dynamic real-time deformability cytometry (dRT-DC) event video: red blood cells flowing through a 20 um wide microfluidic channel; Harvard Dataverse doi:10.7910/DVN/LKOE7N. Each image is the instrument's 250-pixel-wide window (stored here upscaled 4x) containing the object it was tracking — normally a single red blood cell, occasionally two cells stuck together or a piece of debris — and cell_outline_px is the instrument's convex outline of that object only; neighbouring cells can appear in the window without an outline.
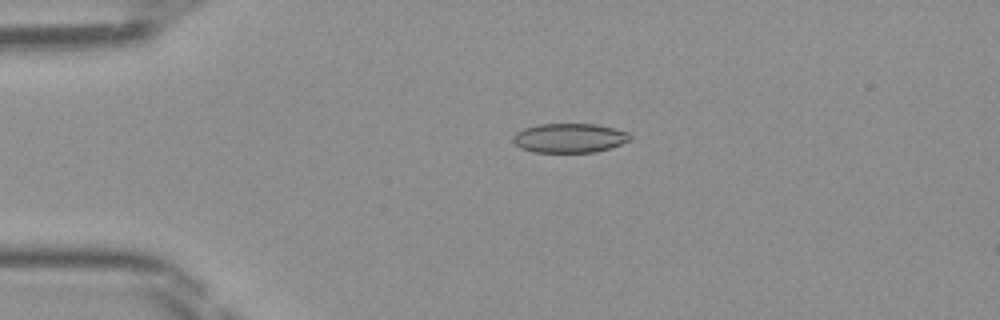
{"species": "Egyptian fruit bat (a non-hibernating species)", "species_latin": "Rousettus aegyptiacus", "temperature_condition": "room temperature", "stored_images_in_passage": 40, "camera_frame_rate_fps": 3000, "um_per_image_px": 0.085, "frame": {"image": 1, "passage_image": 4, "time_ms": 1.0, "image_size_px": [1000, 320], "cell_outline_px": [[632, 140], [596, 152], [536, 152], [520, 148], [512, 140], [512, 136], [516, 132], [524, 128], [540, 124], [596, 124], [628, 132], [632, 136]], "centroid_in_image_um": [48.4, 11.73], "position_along_channel_um": 36.6, "area_um2": 19.94}}
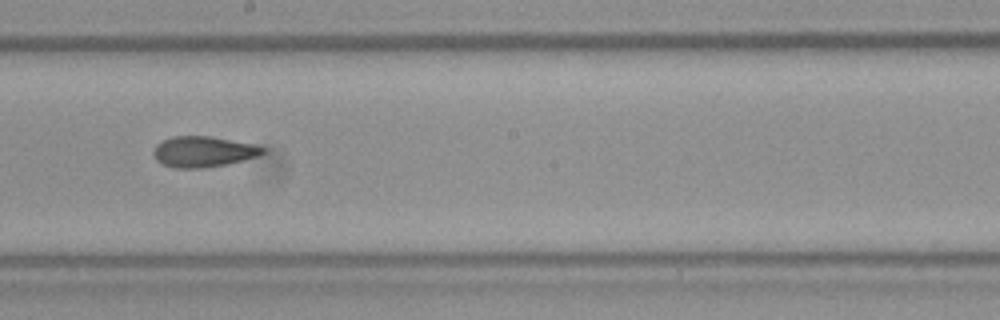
{"frame": {"image": 2, "passage_image": 20, "time_ms": 6.333, "image_size_px": [1000, 320], "cell_outline_px": [[264, 152], [256, 156], [228, 164], [204, 168], [172, 168], [156, 160], [152, 152], [156, 144], [172, 136], [212, 136], [256, 144], [264, 148]], "centroid_in_image_um": [17.26, 12.89], "position_along_channel_um": 230.9, "area_um2": 19.65}}
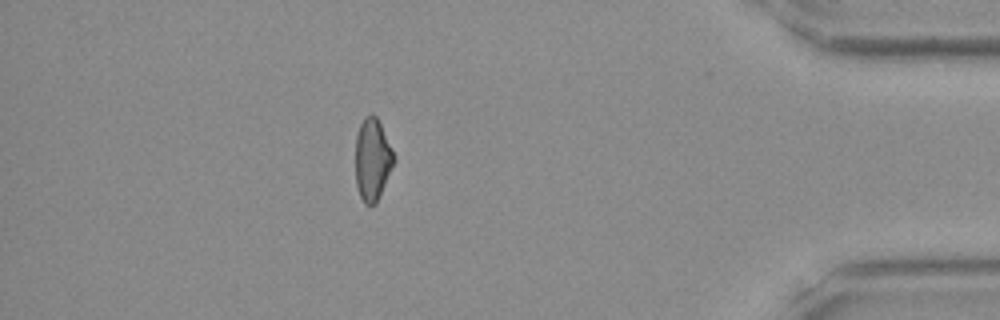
{"frame": {"image": 3, "passage_image": 35, "time_ms": 11.333, "image_size_px": [1000, 320], "cell_outline_px": [[396, 160], [380, 196], [376, 204], [364, 204], [360, 196], [356, 184], [356, 136], [360, 124], [364, 116], [372, 112], [376, 116], [396, 156]], "centroid_in_image_um": [31.67, 13.55], "position_along_channel_um": 403.5, "area_um2": 18.55}}